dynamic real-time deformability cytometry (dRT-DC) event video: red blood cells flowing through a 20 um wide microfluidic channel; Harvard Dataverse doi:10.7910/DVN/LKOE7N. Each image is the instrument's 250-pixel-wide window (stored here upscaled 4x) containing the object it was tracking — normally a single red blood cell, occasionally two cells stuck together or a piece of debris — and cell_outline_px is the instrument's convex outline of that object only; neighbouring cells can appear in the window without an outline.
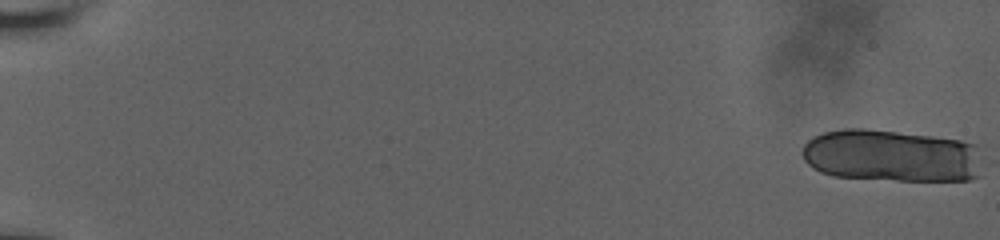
{"species": "human", "species_latin": "Homo sapiens", "temperature_condition": "room temperature", "stored_images_in_passage": 21, "camera_frame_rate_fps": 3000, "um_per_image_px": 0.085, "donor": {"sex": "male"}, "frame": {"image": 1, "passage_image": 1, "time_ms": 0.0, "image_size_px": [1000, 240], "cell_outline_px": [[980, 176], [968, 180], [896, 180], [832, 176], [820, 172], [812, 168], [804, 160], [800, 152], [804, 144], [812, 136], [824, 132], [844, 128], [864, 128], [932, 136], [960, 140], [976, 144]], "centroid_in_image_um": [75.7, 13.23], "position_along_channel_um": 9.3, "area_um2": 55.2}}